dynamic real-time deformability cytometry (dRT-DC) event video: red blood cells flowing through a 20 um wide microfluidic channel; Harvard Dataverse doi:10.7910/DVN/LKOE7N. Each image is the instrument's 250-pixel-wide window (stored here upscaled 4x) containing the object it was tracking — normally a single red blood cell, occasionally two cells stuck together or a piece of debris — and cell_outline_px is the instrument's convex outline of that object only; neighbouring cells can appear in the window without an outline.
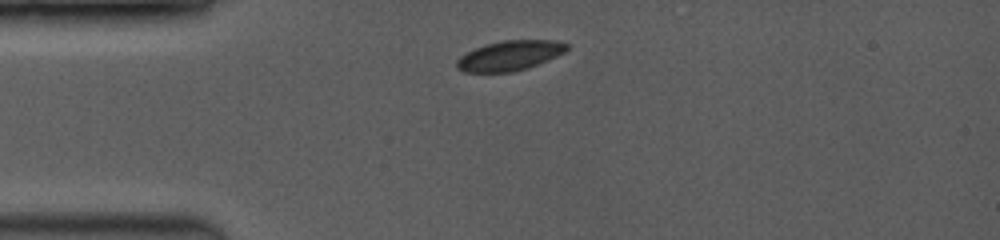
{"species": "common noctule bat (a hibernating species)", "species_latin": "Nyctalus noctula", "temperature_condition": "room temperature", "stored_images_in_passage": 4, "camera_frame_rate_fps": 3500, "um_per_image_px": 0.085, "animal": {"sex": "female", "body_mass_g": 19.0, "forearm_length_mm": 53.3}, "frame": {"image": 1, "passage_image": 1, "time_ms": 0.0, "image_size_px": [1000, 240], "cell_outline_px": [[568, 48], [564, 52], [548, 60], [528, 68], [512, 72], [464, 72], [456, 68], [456, 60], [460, 56], [476, 48], [488, 44], [504, 40], [552, 40], [568, 44]], "centroid_in_image_um": [43.31, 4.74], "position_along_channel_um": 41.7, "area_um2": 19.02}}
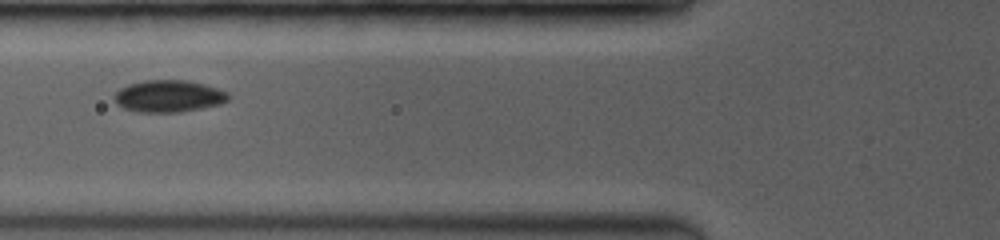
{"frame": {"image": 2, "passage_image": 3, "time_ms": 2.286, "image_size_px": [1000, 240], "cell_outline_px": [[232, 96], [228, 100], [220, 104], [180, 112], [140, 112], [124, 108], [116, 104], [112, 96], [120, 88], [128, 84], [144, 80], [184, 80], [204, 84], [228, 92]], "centroid_in_image_um": [14.32, 8.17], "position_along_channel_um": 111.5, "area_um2": 21.33}}
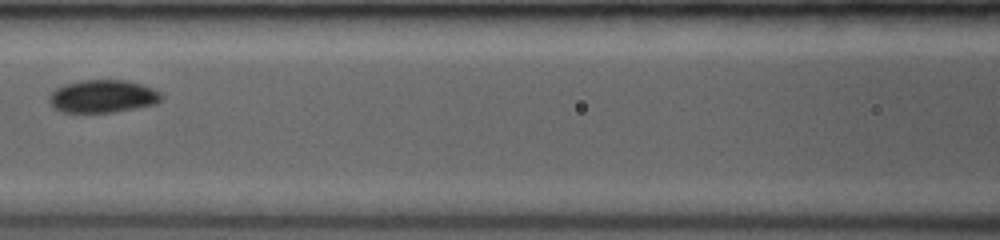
{"frame": {"image": 3, "passage_image": 4, "time_ms": 3.429, "image_size_px": [1000, 240], "cell_outline_px": [[164, 96], [156, 104], [112, 112], [60, 112], [52, 108], [48, 104], [48, 96], [56, 88], [64, 84], [84, 80], [124, 80], [140, 84], [152, 88], [160, 92]], "centroid_in_image_um": [8.68, 8.19], "position_along_channel_um": 157.9, "area_um2": 21.5}}